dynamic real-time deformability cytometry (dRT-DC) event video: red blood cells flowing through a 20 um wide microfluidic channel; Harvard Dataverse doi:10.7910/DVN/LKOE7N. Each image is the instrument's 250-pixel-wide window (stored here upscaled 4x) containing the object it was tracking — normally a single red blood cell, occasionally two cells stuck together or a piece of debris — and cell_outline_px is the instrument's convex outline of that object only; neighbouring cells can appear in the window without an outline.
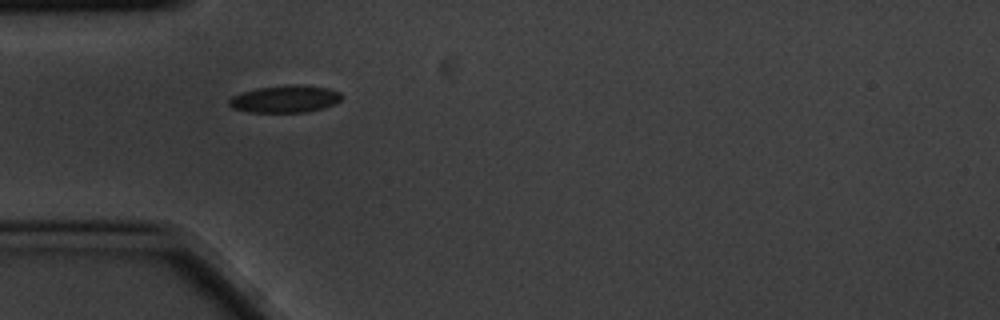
{"species": "common noctule bat (a hibernating species)", "species_latin": "Nyctalus noctula", "temperature_condition": "cold", "stored_images_in_passage": 3, "camera_frame_rate_fps": 3000, "um_per_image_px": 0.085, "animal": {"sex": "male", "body_mass_g": 20.1, "forearm_length_mm": 53.5}, "frame": {"image": 1, "passage_image": 1, "time_ms": 0.0, "image_size_px": [1000, 320], "cell_outline_px": [[344, 96], [336, 104], [324, 108], [308, 112], [248, 112], [232, 108], [228, 104], [228, 100], [232, 96], [240, 92], [256, 88], [288, 84], [292, 84], [328, 88], [340, 92]], "centroid_in_image_um": [24.23, 8.41], "position_along_channel_um": 60.8, "area_um2": 18.15}}